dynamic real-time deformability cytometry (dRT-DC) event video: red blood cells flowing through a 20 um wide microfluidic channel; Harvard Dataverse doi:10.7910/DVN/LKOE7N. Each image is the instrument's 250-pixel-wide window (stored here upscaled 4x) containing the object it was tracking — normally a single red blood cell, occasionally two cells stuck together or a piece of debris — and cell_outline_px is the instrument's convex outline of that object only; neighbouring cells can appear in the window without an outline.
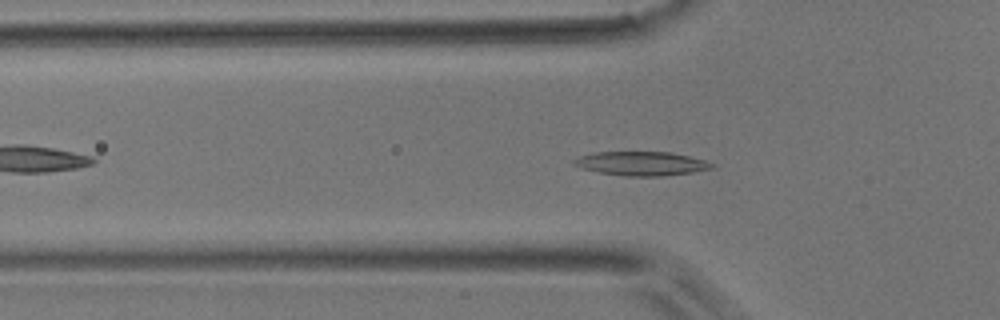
{"species": "common noctule bat (a hibernating species)", "species_latin": "Nyctalus noctula", "temperature_condition": "room temperature", "stored_images_in_passage": 39, "camera_frame_rate_fps": 3000, "um_per_image_px": 0.085, "animal": {"sex": "male", "body_mass_g": 17.9}, "frame": {"image": 1, "passage_image": 5, "time_ms": 1.333, "image_size_px": [1000, 320], "cell_outline_px": [[716, 164], [712, 168], [692, 172], [660, 176], [624, 176], [600, 172], [584, 168], [572, 164], [572, 160], [580, 156], [596, 152], [668, 152], [688, 156], [704, 160]], "centroid_in_image_um": [54.52, 13.9], "position_along_channel_um": 71.3, "area_um2": 19.02}}
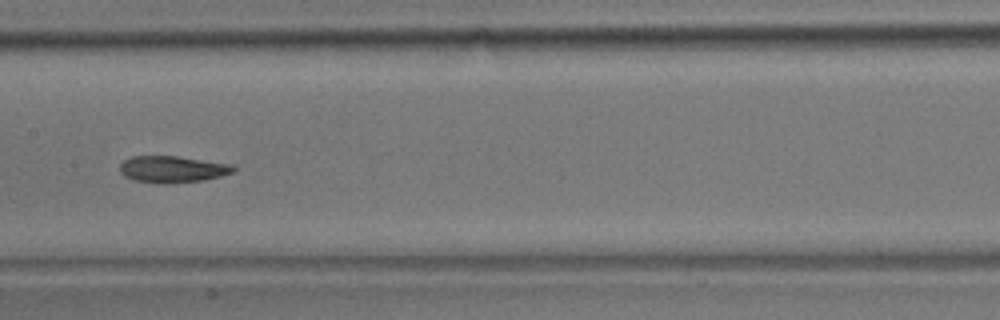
{"frame": {"image": 2, "passage_image": 14, "time_ms": 4.333, "image_size_px": [1000, 320], "cell_outline_px": [[236, 168], [232, 172], [220, 176], [204, 180], [132, 180], [124, 176], [120, 172], [120, 164], [124, 160], [132, 156], [180, 156], [232, 164]], "centroid_in_image_um": [14.67, 14.32], "position_along_channel_um": 192.7, "area_um2": 16.7}}
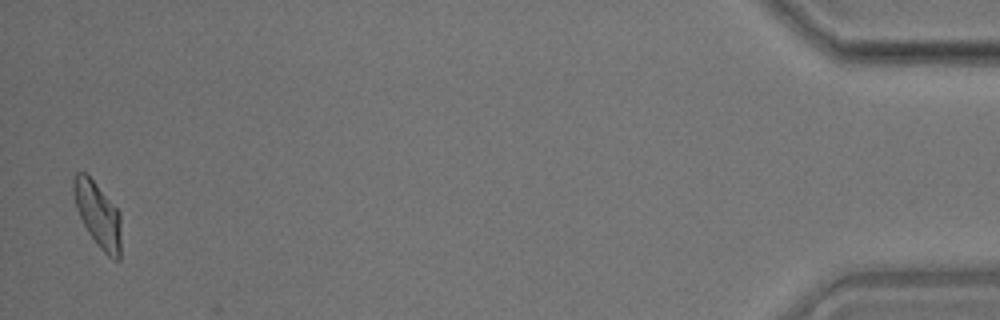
{"frame": {"image": 3, "passage_image": 38, "time_ms": 12.333, "image_size_px": [1000, 320], "cell_outline_px": [[120, 260], [116, 260], [108, 256], [100, 248], [88, 232], [76, 208], [72, 192], [72, 180], [76, 172], [84, 172], [96, 184], [120, 212]], "centroid_in_image_um": [8.3, 18.23], "position_along_channel_um": 426.9, "area_um2": 17.86}}